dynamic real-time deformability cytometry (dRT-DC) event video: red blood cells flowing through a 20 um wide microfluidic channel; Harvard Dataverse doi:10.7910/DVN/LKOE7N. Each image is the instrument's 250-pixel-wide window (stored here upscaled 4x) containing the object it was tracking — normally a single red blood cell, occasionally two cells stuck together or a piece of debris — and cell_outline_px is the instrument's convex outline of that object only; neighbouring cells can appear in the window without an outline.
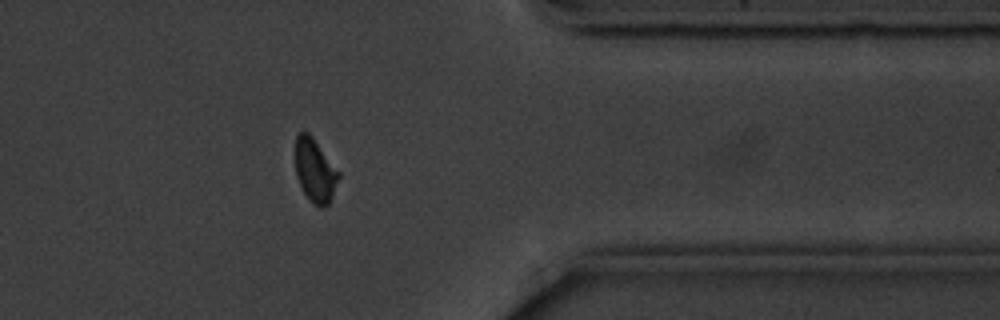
{"species": "common noctule bat (a hibernating species)", "species_latin": "Nyctalus noctula", "temperature_condition": "cold", "stored_images_in_passage": 9, "camera_frame_rate_fps": 3000, "um_per_image_px": 0.085, "animal": {"sex": "male", "body_mass_g": 20.1, "forearm_length_mm": 53.5}, "frame": {"image": 1, "passage_image": 9, "time_ms": 9.333, "image_size_px": [1000, 320], "cell_outline_px": [[340, 176], [332, 196], [328, 204], [324, 208], [320, 208], [312, 204], [308, 200], [296, 176], [296, 136], [300, 132], [308, 132], [312, 136], [340, 172]], "centroid_in_image_um": [26.78, 14.52], "position_along_channel_um": 384.6, "area_um2": 16.01}}